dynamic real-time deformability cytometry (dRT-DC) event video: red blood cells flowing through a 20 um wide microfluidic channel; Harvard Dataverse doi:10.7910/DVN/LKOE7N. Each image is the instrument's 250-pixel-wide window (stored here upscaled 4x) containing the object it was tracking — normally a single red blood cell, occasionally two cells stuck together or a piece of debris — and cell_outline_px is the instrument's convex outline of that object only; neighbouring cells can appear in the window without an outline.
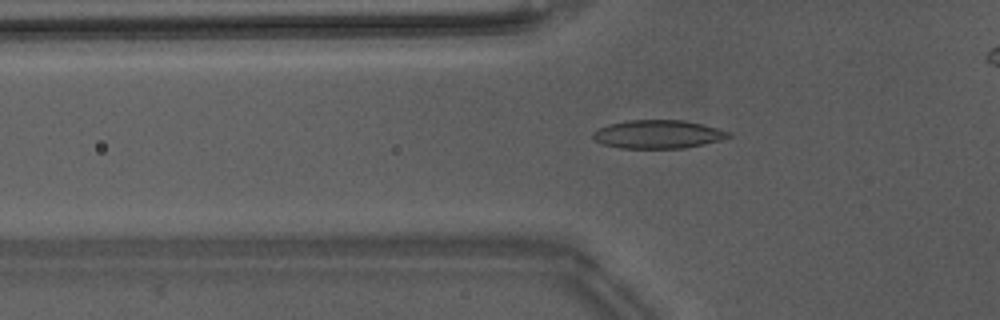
{"species": "Egyptian fruit bat (a non-hibernating species)", "species_latin": "Rousettus aegyptiacus", "temperature_condition": "warm", "stored_images_in_passage": 42, "camera_frame_rate_fps": 3000, "um_per_image_px": 0.085, "animal": {"sex": "male"}, "frame": {"image": 1, "passage_image": 9, "time_ms": 2.667, "image_size_px": [1000, 320], "cell_outline_px": [[732, 136], [720, 140], [704, 144], [684, 148], [620, 148], [604, 144], [596, 140], [592, 136], [592, 132], [608, 124], [628, 120], [684, 120], [732, 132]], "centroid_in_image_um": [55.93, 11.41], "position_along_channel_um": 69.9, "area_um2": 22.31}}
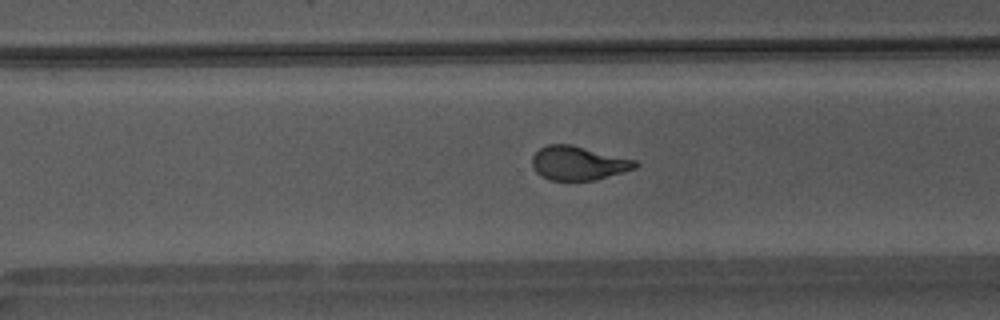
{"frame": {"image": 2, "passage_image": 27, "time_ms": 8.667, "image_size_px": [1000, 320], "cell_outline_px": [[640, 164], [636, 168], [624, 172], [596, 180], [552, 180], [536, 172], [532, 168], [532, 156], [540, 148], [548, 144], [572, 144], [636, 160]], "centroid_in_image_um": [49.18, 13.86], "position_along_channel_um": 321.4, "area_um2": 20.46}}
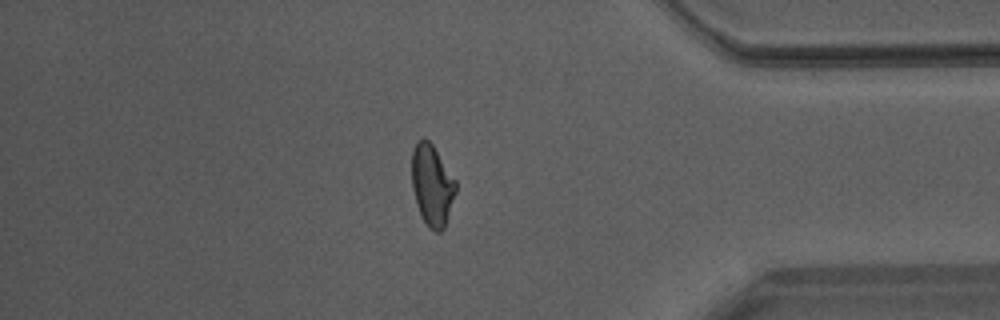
{"frame": {"image": 3, "passage_image": 34, "time_ms": 11.0, "image_size_px": [1000, 320], "cell_outline_px": [[456, 192], [444, 228], [440, 232], [436, 232], [428, 228], [416, 204], [412, 188], [412, 152], [416, 140], [428, 140], [432, 144], [456, 180]], "centroid_in_image_um": [36.72, 15.75], "position_along_channel_um": 398.5, "area_um2": 20.69}, "authors_computed_cell_mechanics": {"area_um2": 20.7502, "velocity_mm_per_s": 4.2341, "shape_relaxation_time_tau1_ms": 5.0422, "shape_relaxation_time_tau2_ms": 1.06, "deformation_change_tau1": 0.19, "deformation_change_tau2": 0.0748}}